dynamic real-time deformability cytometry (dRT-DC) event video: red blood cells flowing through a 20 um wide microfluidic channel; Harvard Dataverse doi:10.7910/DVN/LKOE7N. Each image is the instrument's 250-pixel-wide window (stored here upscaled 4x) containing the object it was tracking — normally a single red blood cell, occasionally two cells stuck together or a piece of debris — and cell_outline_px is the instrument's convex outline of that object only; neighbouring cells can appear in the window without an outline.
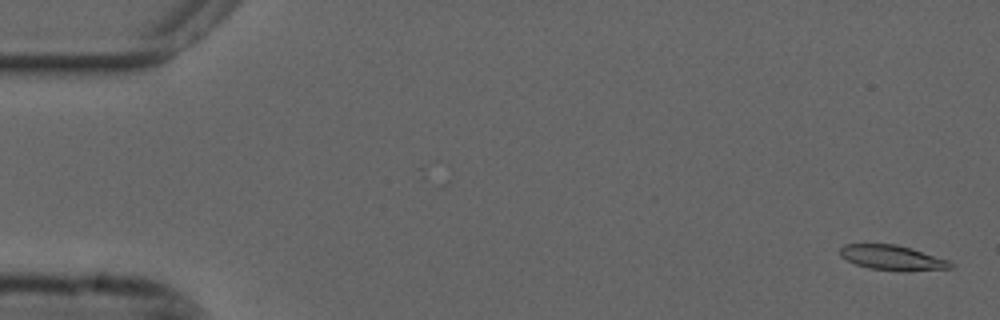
{"species": "common noctule bat (a hibernating species)", "species_latin": "Nyctalus noctula", "temperature_condition": "cold", "stored_images_in_passage": 26, "camera_frame_rate_fps": 3000, "um_per_image_px": 0.085, "animal": {"sex": "male", "forearm_length_mm": 52.5}, "frame": {"image": 1, "passage_image": 1, "time_ms": 0.0, "image_size_px": [1000, 320], "cell_outline_px": [[952, 268], [868, 268], [856, 264], [840, 256], [840, 248], [844, 244], [896, 244], [948, 260], [952, 264]], "centroid_in_image_um": [75.71, 21.84], "position_along_channel_um": 9.3, "area_um2": 14.74}}
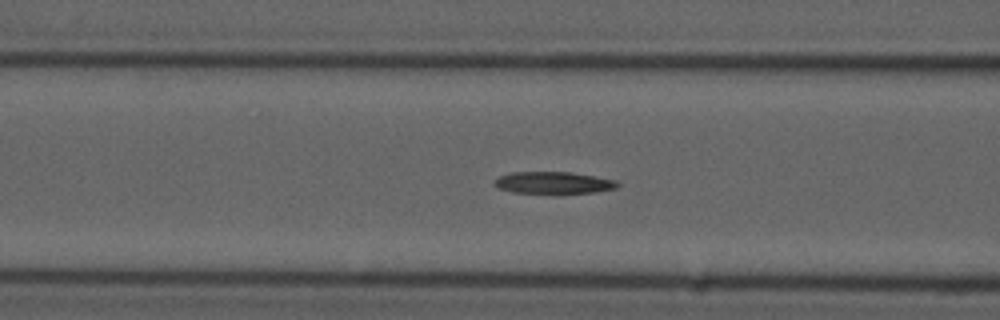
{"frame": {"image": 2, "passage_image": 21, "time_ms": 6.667, "image_size_px": [1000, 320], "cell_outline_px": [[620, 184], [616, 188], [596, 192], [552, 196], [512, 192], [496, 188], [492, 184], [500, 176], [512, 172], [572, 172], [596, 176], [616, 180]], "centroid_in_image_um": [47.04, 15.58], "position_along_channel_um": 119.6, "area_um2": 16.7}}
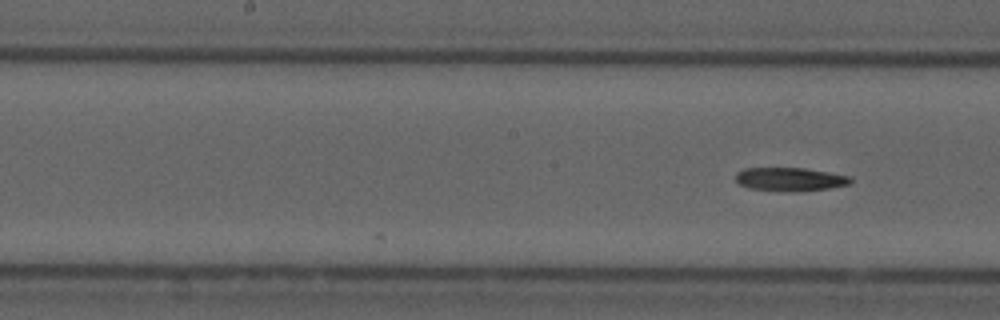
{"frame": {"image": 3, "passage_image": 26, "time_ms": 8.333, "image_size_px": [1000, 320], "cell_outline_px": [[852, 180], [848, 184], [828, 188], [796, 192], [748, 188], [740, 184], [736, 180], [736, 172], [744, 168], [804, 168], [852, 176]], "centroid_in_image_um": [67.15, 15.23], "position_along_channel_um": 181.1, "area_um2": 15.66}}